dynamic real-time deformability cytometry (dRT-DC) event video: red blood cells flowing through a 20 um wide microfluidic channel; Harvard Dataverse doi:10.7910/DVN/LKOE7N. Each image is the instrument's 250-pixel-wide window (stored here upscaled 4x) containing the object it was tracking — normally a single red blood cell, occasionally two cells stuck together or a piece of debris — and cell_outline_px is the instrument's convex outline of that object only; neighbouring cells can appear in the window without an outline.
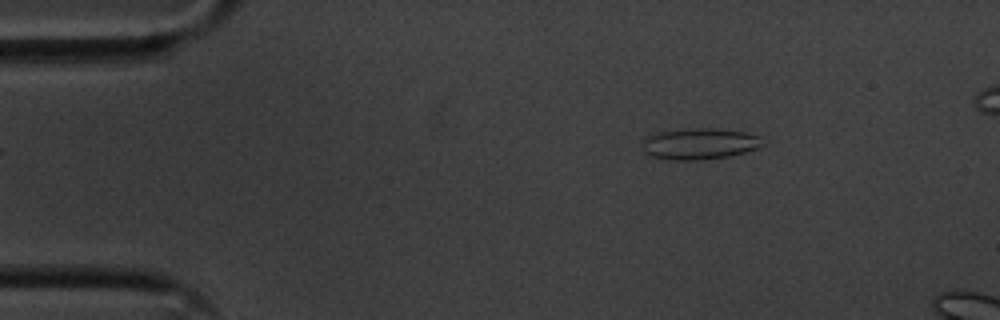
{"species": "common noctule bat (a hibernating species)", "species_latin": "Nyctalus noctula", "temperature_condition": "cold", "stored_images_in_passage": 7, "camera_frame_rate_fps": 3000, "um_per_image_px": 0.085, "animal": {"sex": "male", "body_mass_g": 20.1, "forearm_length_mm": 53.5}, "frame": {"image": 1, "passage_image": 1, "time_ms": 0.0, "image_size_px": [1000, 320], "cell_outline_px": [[764, 144], [760, 148], [728, 156], [704, 160], [676, 160], [648, 156], [644, 152], [644, 140], [648, 136], [660, 132], [700, 128], [716, 128], [744, 132], [760, 136]], "centroid_in_image_um": [59.51, 12.23], "position_along_channel_um": 25.5, "area_um2": 21.73}}